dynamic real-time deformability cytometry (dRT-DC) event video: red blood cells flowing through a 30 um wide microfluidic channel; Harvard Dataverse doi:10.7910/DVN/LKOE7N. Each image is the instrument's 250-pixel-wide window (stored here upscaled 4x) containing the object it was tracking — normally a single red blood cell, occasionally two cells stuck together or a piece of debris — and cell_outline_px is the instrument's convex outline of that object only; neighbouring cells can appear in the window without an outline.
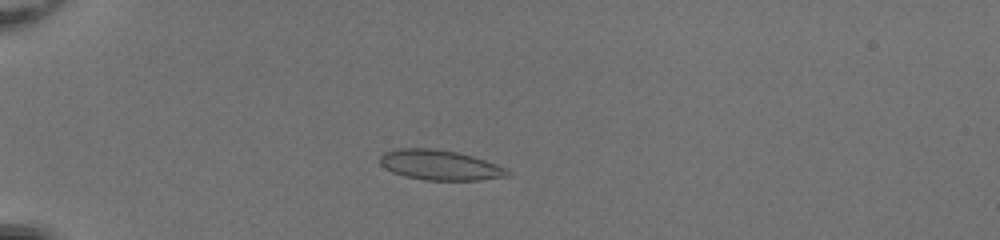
{"species": "common noctule bat (a hibernating species)", "species_latin": "Nyctalus noctula", "temperature_condition": "room temperature", "stored_images_in_passage": 51, "camera_frame_rate_fps": 3000, "um_per_image_px": 0.085, "animal": {"sex": "female", "body_mass_g": 20.0, "forearm_length_mm": 54.0}, "frame": {"image": 1, "passage_image": 15, "time_ms": 4.667, "image_size_px": [1000, 240], "cell_outline_px": [[512, 176], [480, 180], [424, 180], [404, 176], [392, 172], [384, 168], [380, 164], [380, 156], [384, 152], [400, 148], [432, 148], [456, 152], [472, 156], [496, 164], [504, 168]], "centroid_in_image_um": [37.36, 14.04], "position_along_channel_um": 47.6, "area_um2": 22.31}}
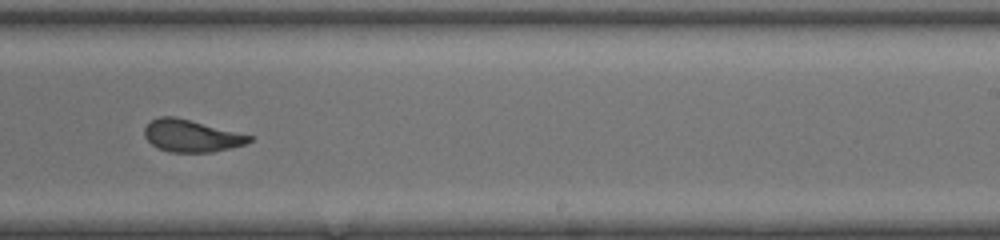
{"frame": {"image": 2, "passage_image": 34, "time_ms": 11.0, "image_size_px": [1000, 240], "cell_outline_px": [[252, 140], [244, 144], [212, 152], [168, 152], [156, 148], [144, 136], [144, 128], [152, 120], [160, 116], [176, 116], [252, 136]], "centroid_in_image_um": [16.21, 11.54], "position_along_channel_um": 272.8, "area_um2": 19.48}}
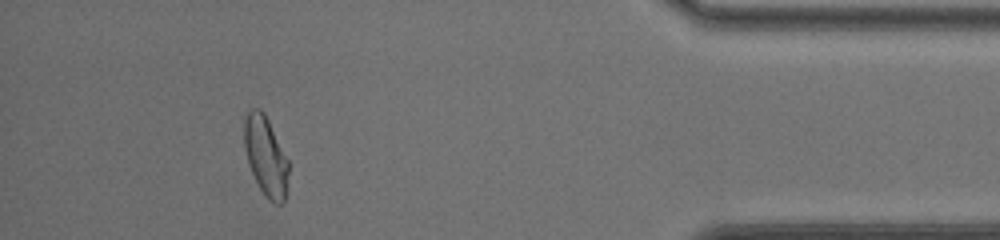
{"frame": {"image": 3, "passage_image": 47, "time_ms": 15.333, "image_size_px": [1000, 240], "cell_outline_px": [[288, 172], [284, 200], [280, 204], [276, 204], [268, 200], [264, 196], [248, 164], [244, 148], [244, 116], [248, 108], [260, 108], [264, 112], [288, 160]], "centroid_in_image_um": [22.55, 13.23], "position_along_channel_um": 412.6, "area_um2": 20.46}, "authors_computed_cell_mechanics": {"area_um2": 21.3282, "velocity_mm_per_s": 4.1735, "shape_relaxation_time_tau1_ms": 5.8966, "shape_relaxation_time_tau2_ms": 0.748, "deformation_change_tau1": 0.1749, "deformation_change_tau2": 0.0557}}